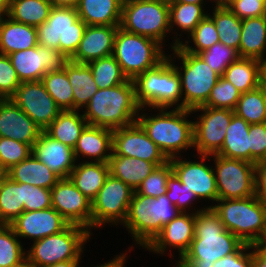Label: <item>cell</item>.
Returning a JSON list of instances; mask_svg holds the SVG:
<instances>
[{
	"label": "cell",
	"instance_id": "1",
	"mask_svg": "<svg viewBox=\"0 0 266 267\" xmlns=\"http://www.w3.org/2000/svg\"><path fill=\"white\" fill-rule=\"evenodd\" d=\"M243 244L225 229L213 209L207 208L195 213L194 239L173 267H213L216 260L235 253Z\"/></svg>",
	"mask_w": 266,
	"mask_h": 267
},
{
	"label": "cell",
	"instance_id": "2",
	"mask_svg": "<svg viewBox=\"0 0 266 267\" xmlns=\"http://www.w3.org/2000/svg\"><path fill=\"white\" fill-rule=\"evenodd\" d=\"M145 110L140 108L136 121L168 160L194 147V121L188 120L191 110L158 108L153 115Z\"/></svg>",
	"mask_w": 266,
	"mask_h": 267
},
{
	"label": "cell",
	"instance_id": "3",
	"mask_svg": "<svg viewBox=\"0 0 266 267\" xmlns=\"http://www.w3.org/2000/svg\"><path fill=\"white\" fill-rule=\"evenodd\" d=\"M82 111L88 125L116 130L136 122L140 106L132 80L99 89Z\"/></svg>",
	"mask_w": 266,
	"mask_h": 267
},
{
	"label": "cell",
	"instance_id": "4",
	"mask_svg": "<svg viewBox=\"0 0 266 267\" xmlns=\"http://www.w3.org/2000/svg\"><path fill=\"white\" fill-rule=\"evenodd\" d=\"M217 203V204H216ZM207 205L226 230L243 243L261 245L266 238V204L256 195L241 199H218Z\"/></svg>",
	"mask_w": 266,
	"mask_h": 267
},
{
	"label": "cell",
	"instance_id": "5",
	"mask_svg": "<svg viewBox=\"0 0 266 267\" xmlns=\"http://www.w3.org/2000/svg\"><path fill=\"white\" fill-rule=\"evenodd\" d=\"M132 81L140 108L146 107L148 112L154 110L155 113L158 108L182 109L180 76L168 57Z\"/></svg>",
	"mask_w": 266,
	"mask_h": 267
},
{
	"label": "cell",
	"instance_id": "6",
	"mask_svg": "<svg viewBox=\"0 0 266 267\" xmlns=\"http://www.w3.org/2000/svg\"><path fill=\"white\" fill-rule=\"evenodd\" d=\"M179 213L166 194L151 198L134 191L126 221L122 226L131 234L134 244L145 249L163 226Z\"/></svg>",
	"mask_w": 266,
	"mask_h": 267
},
{
	"label": "cell",
	"instance_id": "7",
	"mask_svg": "<svg viewBox=\"0 0 266 267\" xmlns=\"http://www.w3.org/2000/svg\"><path fill=\"white\" fill-rule=\"evenodd\" d=\"M171 55L167 53V57L174 63L180 76L182 109L192 110L203 106L220 75L212 70L198 54L185 52L179 45L172 50ZM176 58L180 59L181 66L175 64Z\"/></svg>",
	"mask_w": 266,
	"mask_h": 267
},
{
	"label": "cell",
	"instance_id": "8",
	"mask_svg": "<svg viewBox=\"0 0 266 267\" xmlns=\"http://www.w3.org/2000/svg\"><path fill=\"white\" fill-rule=\"evenodd\" d=\"M164 49L152 38L130 33L118 27L112 56L119 63L127 79L133 80L137 75L162 62L167 57Z\"/></svg>",
	"mask_w": 266,
	"mask_h": 267
},
{
	"label": "cell",
	"instance_id": "9",
	"mask_svg": "<svg viewBox=\"0 0 266 267\" xmlns=\"http://www.w3.org/2000/svg\"><path fill=\"white\" fill-rule=\"evenodd\" d=\"M87 228L69 224L63 231L32 242L26 259L34 267H44L61 261L81 259L84 246L93 236Z\"/></svg>",
	"mask_w": 266,
	"mask_h": 267
},
{
	"label": "cell",
	"instance_id": "10",
	"mask_svg": "<svg viewBox=\"0 0 266 267\" xmlns=\"http://www.w3.org/2000/svg\"><path fill=\"white\" fill-rule=\"evenodd\" d=\"M119 27L152 38L166 47L164 41L171 33L169 4L155 0H123Z\"/></svg>",
	"mask_w": 266,
	"mask_h": 267
},
{
	"label": "cell",
	"instance_id": "11",
	"mask_svg": "<svg viewBox=\"0 0 266 267\" xmlns=\"http://www.w3.org/2000/svg\"><path fill=\"white\" fill-rule=\"evenodd\" d=\"M133 193L134 190L129 185L109 174L92 201L91 230L101 229L107 224L122 226L126 221Z\"/></svg>",
	"mask_w": 266,
	"mask_h": 267
},
{
	"label": "cell",
	"instance_id": "12",
	"mask_svg": "<svg viewBox=\"0 0 266 267\" xmlns=\"http://www.w3.org/2000/svg\"><path fill=\"white\" fill-rule=\"evenodd\" d=\"M209 161H214L218 199H241L256 195V164L216 154L210 155Z\"/></svg>",
	"mask_w": 266,
	"mask_h": 267
},
{
	"label": "cell",
	"instance_id": "13",
	"mask_svg": "<svg viewBox=\"0 0 266 267\" xmlns=\"http://www.w3.org/2000/svg\"><path fill=\"white\" fill-rule=\"evenodd\" d=\"M201 114L194 120V150L197 155H215L223 145L226 129L234 115L231 109L200 106L191 110Z\"/></svg>",
	"mask_w": 266,
	"mask_h": 267
},
{
	"label": "cell",
	"instance_id": "14",
	"mask_svg": "<svg viewBox=\"0 0 266 267\" xmlns=\"http://www.w3.org/2000/svg\"><path fill=\"white\" fill-rule=\"evenodd\" d=\"M21 82L41 81L50 71H62L70 58L58 50L40 45L8 55Z\"/></svg>",
	"mask_w": 266,
	"mask_h": 267
},
{
	"label": "cell",
	"instance_id": "15",
	"mask_svg": "<svg viewBox=\"0 0 266 267\" xmlns=\"http://www.w3.org/2000/svg\"><path fill=\"white\" fill-rule=\"evenodd\" d=\"M198 161L175 157L170 159L173 172L186 185L188 190L193 191L199 200L214 203L218 200V192L216 187L215 173L212 164H206L210 155H199ZM212 165V166H211ZM204 199V200H203Z\"/></svg>",
	"mask_w": 266,
	"mask_h": 267
},
{
	"label": "cell",
	"instance_id": "16",
	"mask_svg": "<svg viewBox=\"0 0 266 267\" xmlns=\"http://www.w3.org/2000/svg\"><path fill=\"white\" fill-rule=\"evenodd\" d=\"M11 99L42 131L62 111L41 81L21 82Z\"/></svg>",
	"mask_w": 266,
	"mask_h": 267
},
{
	"label": "cell",
	"instance_id": "17",
	"mask_svg": "<svg viewBox=\"0 0 266 267\" xmlns=\"http://www.w3.org/2000/svg\"><path fill=\"white\" fill-rule=\"evenodd\" d=\"M112 153L143 159L157 167L169 161L137 121L113 130Z\"/></svg>",
	"mask_w": 266,
	"mask_h": 267
},
{
	"label": "cell",
	"instance_id": "18",
	"mask_svg": "<svg viewBox=\"0 0 266 267\" xmlns=\"http://www.w3.org/2000/svg\"><path fill=\"white\" fill-rule=\"evenodd\" d=\"M52 207L70 224H76L91 231L92 202L86 198L71 181L61 178L51 189Z\"/></svg>",
	"mask_w": 266,
	"mask_h": 267
},
{
	"label": "cell",
	"instance_id": "19",
	"mask_svg": "<svg viewBox=\"0 0 266 267\" xmlns=\"http://www.w3.org/2000/svg\"><path fill=\"white\" fill-rule=\"evenodd\" d=\"M200 208L197 210L194 208L190 213L180 212L168 224L163 226L162 230L145 250L147 249L149 252L163 257L169 248L172 247L178 250V260H180L189 250L194 239L195 213L205 210L208 207L205 205Z\"/></svg>",
	"mask_w": 266,
	"mask_h": 267
},
{
	"label": "cell",
	"instance_id": "20",
	"mask_svg": "<svg viewBox=\"0 0 266 267\" xmlns=\"http://www.w3.org/2000/svg\"><path fill=\"white\" fill-rule=\"evenodd\" d=\"M70 223L53 207L44 210L23 211L9 224L19 239L37 241L63 231Z\"/></svg>",
	"mask_w": 266,
	"mask_h": 267
},
{
	"label": "cell",
	"instance_id": "21",
	"mask_svg": "<svg viewBox=\"0 0 266 267\" xmlns=\"http://www.w3.org/2000/svg\"><path fill=\"white\" fill-rule=\"evenodd\" d=\"M42 130L11 98L0 99V137L33 147Z\"/></svg>",
	"mask_w": 266,
	"mask_h": 267
},
{
	"label": "cell",
	"instance_id": "22",
	"mask_svg": "<svg viewBox=\"0 0 266 267\" xmlns=\"http://www.w3.org/2000/svg\"><path fill=\"white\" fill-rule=\"evenodd\" d=\"M32 154L60 178H69L77 160L74 150L42 131L32 147Z\"/></svg>",
	"mask_w": 266,
	"mask_h": 267
},
{
	"label": "cell",
	"instance_id": "23",
	"mask_svg": "<svg viewBox=\"0 0 266 267\" xmlns=\"http://www.w3.org/2000/svg\"><path fill=\"white\" fill-rule=\"evenodd\" d=\"M118 27L87 25L79 47L70 61L87 64L93 60L112 55Z\"/></svg>",
	"mask_w": 266,
	"mask_h": 267
},
{
	"label": "cell",
	"instance_id": "24",
	"mask_svg": "<svg viewBox=\"0 0 266 267\" xmlns=\"http://www.w3.org/2000/svg\"><path fill=\"white\" fill-rule=\"evenodd\" d=\"M112 133L107 128L87 125L73 149L76 160L80 162L84 157L85 162H108L112 153Z\"/></svg>",
	"mask_w": 266,
	"mask_h": 267
},
{
	"label": "cell",
	"instance_id": "25",
	"mask_svg": "<svg viewBox=\"0 0 266 267\" xmlns=\"http://www.w3.org/2000/svg\"><path fill=\"white\" fill-rule=\"evenodd\" d=\"M76 8L52 7L43 24L37 26L38 45L59 51V41L69 29H76Z\"/></svg>",
	"mask_w": 266,
	"mask_h": 267
},
{
	"label": "cell",
	"instance_id": "26",
	"mask_svg": "<svg viewBox=\"0 0 266 267\" xmlns=\"http://www.w3.org/2000/svg\"><path fill=\"white\" fill-rule=\"evenodd\" d=\"M37 28L14 21L7 15L0 19V54L26 50L38 46Z\"/></svg>",
	"mask_w": 266,
	"mask_h": 267
},
{
	"label": "cell",
	"instance_id": "27",
	"mask_svg": "<svg viewBox=\"0 0 266 267\" xmlns=\"http://www.w3.org/2000/svg\"><path fill=\"white\" fill-rule=\"evenodd\" d=\"M123 0H80L77 14L86 25L120 26Z\"/></svg>",
	"mask_w": 266,
	"mask_h": 267
},
{
	"label": "cell",
	"instance_id": "28",
	"mask_svg": "<svg viewBox=\"0 0 266 267\" xmlns=\"http://www.w3.org/2000/svg\"><path fill=\"white\" fill-rule=\"evenodd\" d=\"M204 6L206 8V4L179 2H171L169 4L170 30L172 31V34H177L176 36L172 37L175 39L172 40L173 44H170V51L175 49L182 42L179 38H182L181 36L183 33H187V36H189V34L196 28L200 21L208 15V11L204 9ZM179 29L181 32L180 34L177 33Z\"/></svg>",
	"mask_w": 266,
	"mask_h": 267
},
{
	"label": "cell",
	"instance_id": "29",
	"mask_svg": "<svg viewBox=\"0 0 266 267\" xmlns=\"http://www.w3.org/2000/svg\"><path fill=\"white\" fill-rule=\"evenodd\" d=\"M7 177L15 182L27 183L46 189H52L61 179L33 154L7 170Z\"/></svg>",
	"mask_w": 266,
	"mask_h": 267
},
{
	"label": "cell",
	"instance_id": "30",
	"mask_svg": "<svg viewBox=\"0 0 266 267\" xmlns=\"http://www.w3.org/2000/svg\"><path fill=\"white\" fill-rule=\"evenodd\" d=\"M109 174L108 162H85L83 160L80 163L77 161L69 178L76 188L92 202Z\"/></svg>",
	"mask_w": 266,
	"mask_h": 267
},
{
	"label": "cell",
	"instance_id": "31",
	"mask_svg": "<svg viewBox=\"0 0 266 267\" xmlns=\"http://www.w3.org/2000/svg\"><path fill=\"white\" fill-rule=\"evenodd\" d=\"M109 173L129 185L134 191L157 167L154 163L135 157L115 155L109 157Z\"/></svg>",
	"mask_w": 266,
	"mask_h": 267
},
{
	"label": "cell",
	"instance_id": "32",
	"mask_svg": "<svg viewBox=\"0 0 266 267\" xmlns=\"http://www.w3.org/2000/svg\"><path fill=\"white\" fill-rule=\"evenodd\" d=\"M249 126L248 122L234 114L226 129L221 150L216 155L250 162Z\"/></svg>",
	"mask_w": 266,
	"mask_h": 267
},
{
	"label": "cell",
	"instance_id": "33",
	"mask_svg": "<svg viewBox=\"0 0 266 267\" xmlns=\"http://www.w3.org/2000/svg\"><path fill=\"white\" fill-rule=\"evenodd\" d=\"M266 53V19L263 16L242 20L240 57L260 59Z\"/></svg>",
	"mask_w": 266,
	"mask_h": 267
},
{
	"label": "cell",
	"instance_id": "34",
	"mask_svg": "<svg viewBox=\"0 0 266 267\" xmlns=\"http://www.w3.org/2000/svg\"><path fill=\"white\" fill-rule=\"evenodd\" d=\"M87 125L80 110H64L44 131L53 139L74 149L81 132Z\"/></svg>",
	"mask_w": 266,
	"mask_h": 267
},
{
	"label": "cell",
	"instance_id": "35",
	"mask_svg": "<svg viewBox=\"0 0 266 267\" xmlns=\"http://www.w3.org/2000/svg\"><path fill=\"white\" fill-rule=\"evenodd\" d=\"M69 82L73 89L74 110H83L92 96L99 90L90 67L70 61L66 67Z\"/></svg>",
	"mask_w": 266,
	"mask_h": 267
},
{
	"label": "cell",
	"instance_id": "36",
	"mask_svg": "<svg viewBox=\"0 0 266 267\" xmlns=\"http://www.w3.org/2000/svg\"><path fill=\"white\" fill-rule=\"evenodd\" d=\"M223 77L241 93L252 91L260 86L259 61L239 57L226 68Z\"/></svg>",
	"mask_w": 266,
	"mask_h": 267
},
{
	"label": "cell",
	"instance_id": "37",
	"mask_svg": "<svg viewBox=\"0 0 266 267\" xmlns=\"http://www.w3.org/2000/svg\"><path fill=\"white\" fill-rule=\"evenodd\" d=\"M51 8L49 0H8L7 16L37 27L46 22Z\"/></svg>",
	"mask_w": 266,
	"mask_h": 267
},
{
	"label": "cell",
	"instance_id": "38",
	"mask_svg": "<svg viewBox=\"0 0 266 267\" xmlns=\"http://www.w3.org/2000/svg\"><path fill=\"white\" fill-rule=\"evenodd\" d=\"M211 12L212 15L208 13V16L215 24L219 34V42L239 51L242 20L233 14L228 7H213Z\"/></svg>",
	"mask_w": 266,
	"mask_h": 267
},
{
	"label": "cell",
	"instance_id": "39",
	"mask_svg": "<svg viewBox=\"0 0 266 267\" xmlns=\"http://www.w3.org/2000/svg\"><path fill=\"white\" fill-rule=\"evenodd\" d=\"M23 211V183L6 177L0 183V224H11Z\"/></svg>",
	"mask_w": 266,
	"mask_h": 267
},
{
	"label": "cell",
	"instance_id": "40",
	"mask_svg": "<svg viewBox=\"0 0 266 267\" xmlns=\"http://www.w3.org/2000/svg\"><path fill=\"white\" fill-rule=\"evenodd\" d=\"M234 114L249 124L266 122L265 88H258L241 93Z\"/></svg>",
	"mask_w": 266,
	"mask_h": 267
},
{
	"label": "cell",
	"instance_id": "41",
	"mask_svg": "<svg viewBox=\"0 0 266 267\" xmlns=\"http://www.w3.org/2000/svg\"><path fill=\"white\" fill-rule=\"evenodd\" d=\"M41 82L62 111L74 110L73 89L65 69L47 72Z\"/></svg>",
	"mask_w": 266,
	"mask_h": 267
},
{
	"label": "cell",
	"instance_id": "42",
	"mask_svg": "<svg viewBox=\"0 0 266 267\" xmlns=\"http://www.w3.org/2000/svg\"><path fill=\"white\" fill-rule=\"evenodd\" d=\"M87 65L90 67L94 81L99 89L115 87L128 80L123 74L119 63L112 55L93 60Z\"/></svg>",
	"mask_w": 266,
	"mask_h": 267
},
{
	"label": "cell",
	"instance_id": "43",
	"mask_svg": "<svg viewBox=\"0 0 266 267\" xmlns=\"http://www.w3.org/2000/svg\"><path fill=\"white\" fill-rule=\"evenodd\" d=\"M26 249L10 225L0 224V267H14L26 260Z\"/></svg>",
	"mask_w": 266,
	"mask_h": 267
},
{
	"label": "cell",
	"instance_id": "44",
	"mask_svg": "<svg viewBox=\"0 0 266 267\" xmlns=\"http://www.w3.org/2000/svg\"><path fill=\"white\" fill-rule=\"evenodd\" d=\"M218 33L213 20L207 15L196 28L187 37L190 40H185L181 42L179 46L185 51L192 54H198L215 43L219 42ZM191 37V38H190ZM193 42V43H192ZM191 43V44H189ZM192 44L194 47H192Z\"/></svg>",
	"mask_w": 266,
	"mask_h": 267
},
{
	"label": "cell",
	"instance_id": "45",
	"mask_svg": "<svg viewBox=\"0 0 266 267\" xmlns=\"http://www.w3.org/2000/svg\"><path fill=\"white\" fill-rule=\"evenodd\" d=\"M240 95L241 92L232 83L223 76H220L218 82L212 88L207 102L203 106L234 110Z\"/></svg>",
	"mask_w": 266,
	"mask_h": 267
},
{
	"label": "cell",
	"instance_id": "46",
	"mask_svg": "<svg viewBox=\"0 0 266 267\" xmlns=\"http://www.w3.org/2000/svg\"><path fill=\"white\" fill-rule=\"evenodd\" d=\"M198 55L220 76H223L226 68L240 57L236 49L221 42L215 43Z\"/></svg>",
	"mask_w": 266,
	"mask_h": 267
},
{
	"label": "cell",
	"instance_id": "47",
	"mask_svg": "<svg viewBox=\"0 0 266 267\" xmlns=\"http://www.w3.org/2000/svg\"><path fill=\"white\" fill-rule=\"evenodd\" d=\"M166 187V196L182 213H190V211L194 208L193 204L199 201L193 191L188 190L186 185L181 184V181L174 172L168 176L166 180Z\"/></svg>",
	"mask_w": 266,
	"mask_h": 267
},
{
	"label": "cell",
	"instance_id": "48",
	"mask_svg": "<svg viewBox=\"0 0 266 267\" xmlns=\"http://www.w3.org/2000/svg\"><path fill=\"white\" fill-rule=\"evenodd\" d=\"M172 172L173 168L170 161L156 167L153 172L141 182L136 192L151 198H157L166 194V180Z\"/></svg>",
	"mask_w": 266,
	"mask_h": 267
},
{
	"label": "cell",
	"instance_id": "49",
	"mask_svg": "<svg viewBox=\"0 0 266 267\" xmlns=\"http://www.w3.org/2000/svg\"><path fill=\"white\" fill-rule=\"evenodd\" d=\"M31 154L30 145L11 138L0 137V164L6 170L27 159Z\"/></svg>",
	"mask_w": 266,
	"mask_h": 267
},
{
	"label": "cell",
	"instance_id": "50",
	"mask_svg": "<svg viewBox=\"0 0 266 267\" xmlns=\"http://www.w3.org/2000/svg\"><path fill=\"white\" fill-rule=\"evenodd\" d=\"M24 211L44 210L52 207L51 189L23 183Z\"/></svg>",
	"mask_w": 266,
	"mask_h": 267
},
{
	"label": "cell",
	"instance_id": "51",
	"mask_svg": "<svg viewBox=\"0 0 266 267\" xmlns=\"http://www.w3.org/2000/svg\"><path fill=\"white\" fill-rule=\"evenodd\" d=\"M20 84L9 56L0 54V99L11 98Z\"/></svg>",
	"mask_w": 266,
	"mask_h": 267
},
{
	"label": "cell",
	"instance_id": "52",
	"mask_svg": "<svg viewBox=\"0 0 266 267\" xmlns=\"http://www.w3.org/2000/svg\"><path fill=\"white\" fill-rule=\"evenodd\" d=\"M250 163L257 164L266 159V122L249 126Z\"/></svg>",
	"mask_w": 266,
	"mask_h": 267
},
{
	"label": "cell",
	"instance_id": "53",
	"mask_svg": "<svg viewBox=\"0 0 266 267\" xmlns=\"http://www.w3.org/2000/svg\"><path fill=\"white\" fill-rule=\"evenodd\" d=\"M213 267H253V245L244 243L235 253L216 260Z\"/></svg>",
	"mask_w": 266,
	"mask_h": 267
},
{
	"label": "cell",
	"instance_id": "54",
	"mask_svg": "<svg viewBox=\"0 0 266 267\" xmlns=\"http://www.w3.org/2000/svg\"><path fill=\"white\" fill-rule=\"evenodd\" d=\"M227 7L240 20L260 17L264 13V4L259 0H233Z\"/></svg>",
	"mask_w": 266,
	"mask_h": 267
},
{
	"label": "cell",
	"instance_id": "55",
	"mask_svg": "<svg viewBox=\"0 0 266 267\" xmlns=\"http://www.w3.org/2000/svg\"><path fill=\"white\" fill-rule=\"evenodd\" d=\"M86 26L87 25L78 18L76 20V29H69L63 35V41H59V51L71 58L79 47Z\"/></svg>",
	"mask_w": 266,
	"mask_h": 267
},
{
	"label": "cell",
	"instance_id": "56",
	"mask_svg": "<svg viewBox=\"0 0 266 267\" xmlns=\"http://www.w3.org/2000/svg\"><path fill=\"white\" fill-rule=\"evenodd\" d=\"M256 196L266 204V162L256 164Z\"/></svg>",
	"mask_w": 266,
	"mask_h": 267
},
{
	"label": "cell",
	"instance_id": "57",
	"mask_svg": "<svg viewBox=\"0 0 266 267\" xmlns=\"http://www.w3.org/2000/svg\"><path fill=\"white\" fill-rule=\"evenodd\" d=\"M253 267H266V248L253 245Z\"/></svg>",
	"mask_w": 266,
	"mask_h": 267
},
{
	"label": "cell",
	"instance_id": "58",
	"mask_svg": "<svg viewBox=\"0 0 266 267\" xmlns=\"http://www.w3.org/2000/svg\"><path fill=\"white\" fill-rule=\"evenodd\" d=\"M129 250H126V253H120L119 255H116L112 260H108L107 262H103L102 264L99 263V265L93 266V267H125L124 263L126 264V259L128 257ZM92 267V266H90Z\"/></svg>",
	"mask_w": 266,
	"mask_h": 267
},
{
	"label": "cell",
	"instance_id": "59",
	"mask_svg": "<svg viewBox=\"0 0 266 267\" xmlns=\"http://www.w3.org/2000/svg\"><path fill=\"white\" fill-rule=\"evenodd\" d=\"M80 0H49L52 7L76 8Z\"/></svg>",
	"mask_w": 266,
	"mask_h": 267
},
{
	"label": "cell",
	"instance_id": "60",
	"mask_svg": "<svg viewBox=\"0 0 266 267\" xmlns=\"http://www.w3.org/2000/svg\"><path fill=\"white\" fill-rule=\"evenodd\" d=\"M260 86L266 88V56L259 60Z\"/></svg>",
	"mask_w": 266,
	"mask_h": 267
},
{
	"label": "cell",
	"instance_id": "61",
	"mask_svg": "<svg viewBox=\"0 0 266 267\" xmlns=\"http://www.w3.org/2000/svg\"><path fill=\"white\" fill-rule=\"evenodd\" d=\"M82 259H71L66 261H61L52 265L44 266V267H80V263Z\"/></svg>",
	"mask_w": 266,
	"mask_h": 267
},
{
	"label": "cell",
	"instance_id": "62",
	"mask_svg": "<svg viewBox=\"0 0 266 267\" xmlns=\"http://www.w3.org/2000/svg\"><path fill=\"white\" fill-rule=\"evenodd\" d=\"M8 0H0V19L7 15Z\"/></svg>",
	"mask_w": 266,
	"mask_h": 267
},
{
	"label": "cell",
	"instance_id": "63",
	"mask_svg": "<svg viewBox=\"0 0 266 267\" xmlns=\"http://www.w3.org/2000/svg\"><path fill=\"white\" fill-rule=\"evenodd\" d=\"M172 2H179V3H191V4H205L204 0H173Z\"/></svg>",
	"mask_w": 266,
	"mask_h": 267
},
{
	"label": "cell",
	"instance_id": "64",
	"mask_svg": "<svg viewBox=\"0 0 266 267\" xmlns=\"http://www.w3.org/2000/svg\"><path fill=\"white\" fill-rule=\"evenodd\" d=\"M7 177V170L0 164V183Z\"/></svg>",
	"mask_w": 266,
	"mask_h": 267
},
{
	"label": "cell",
	"instance_id": "65",
	"mask_svg": "<svg viewBox=\"0 0 266 267\" xmlns=\"http://www.w3.org/2000/svg\"><path fill=\"white\" fill-rule=\"evenodd\" d=\"M206 4L207 2H209V0H205ZM211 3H214L213 6L214 7H223V0H210Z\"/></svg>",
	"mask_w": 266,
	"mask_h": 267
},
{
	"label": "cell",
	"instance_id": "66",
	"mask_svg": "<svg viewBox=\"0 0 266 267\" xmlns=\"http://www.w3.org/2000/svg\"><path fill=\"white\" fill-rule=\"evenodd\" d=\"M14 267H34V266L26 259L22 263Z\"/></svg>",
	"mask_w": 266,
	"mask_h": 267
},
{
	"label": "cell",
	"instance_id": "67",
	"mask_svg": "<svg viewBox=\"0 0 266 267\" xmlns=\"http://www.w3.org/2000/svg\"><path fill=\"white\" fill-rule=\"evenodd\" d=\"M233 0H223V7H227Z\"/></svg>",
	"mask_w": 266,
	"mask_h": 267
},
{
	"label": "cell",
	"instance_id": "68",
	"mask_svg": "<svg viewBox=\"0 0 266 267\" xmlns=\"http://www.w3.org/2000/svg\"><path fill=\"white\" fill-rule=\"evenodd\" d=\"M263 17L266 19V1L264 3V13H263Z\"/></svg>",
	"mask_w": 266,
	"mask_h": 267
},
{
	"label": "cell",
	"instance_id": "69",
	"mask_svg": "<svg viewBox=\"0 0 266 267\" xmlns=\"http://www.w3.org/2000/svg\"><path fill=\"white\" fill-rule=\"evenodd\" d=\"M155 1H162V2H166V3L170 4L173 0H155Z\"/></svg>",
	"mask_w": 266,
	"mask_h": 267
},
{
	"label": "cell",
	"instance_id": "70",
	"mask_svg": "<svg viewBox=\"0 0 266 267\" xmlns=\"http://www.w3.org/2000/svg\"><path fill=\"white\" fill-rule=\"evenodd\" d=\"M264 248H266V238H265V240L262 242V244H261Z\"/></svg>",
	"mask_w": 266,
	"mask_h": 267
},
{
	"label": "cell",
	"instance_id": "71",
	"mask_svg": "<svg viewBox=\"0 0 266 267\" xmlns=\"http://www.w3.org/2000/svg\"><path fill=\"white\" fill-rule=\"evenodd\" d=\"M265 104H266V88H265Z\"/></svg>",
	"mask_w": 266,
	"mask_h": 267
}]
</instances>
